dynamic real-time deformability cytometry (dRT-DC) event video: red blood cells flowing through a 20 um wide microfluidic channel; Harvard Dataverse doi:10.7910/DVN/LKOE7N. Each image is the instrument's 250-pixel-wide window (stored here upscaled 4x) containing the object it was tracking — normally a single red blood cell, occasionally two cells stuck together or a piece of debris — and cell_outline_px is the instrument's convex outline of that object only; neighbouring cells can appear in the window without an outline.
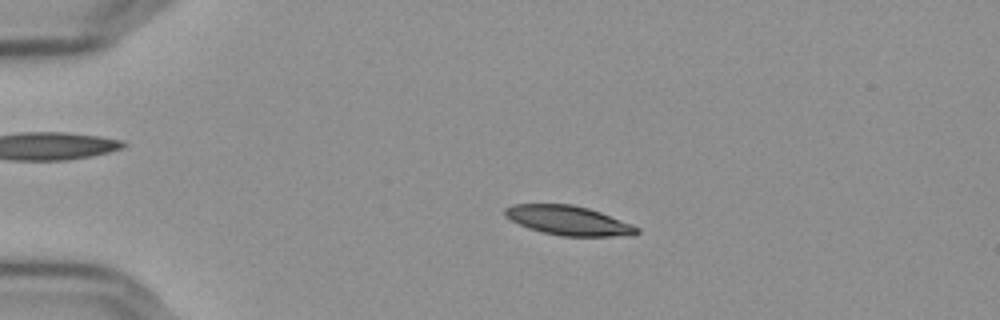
{"species": "Egyptian fruit bat (a non-hibernating species)", "species_latin": "Rousettus aegyptiacus", "temperature_condition": "cold", "stored_images_in_passage": 57, "camera_frame_rate_fps": 3000, "um_per_image_px": 0.085, "frame": {"image": 1, "passage_image": 13, "time_ms": 4.0, "image_size_px": [1000, 320], "cell_outline_px": [[640, 232], [632, 236], [560, 236], [528, 228], [504, 216], [504, 208], [512, 204], [572, 204], [588, 208], [600, 212], [632, 224], [640, 228]], "centroid_in_image_um": [48.34, 18.74], "position_along_channel_um": 36.7, "area_um2": 22.6}}
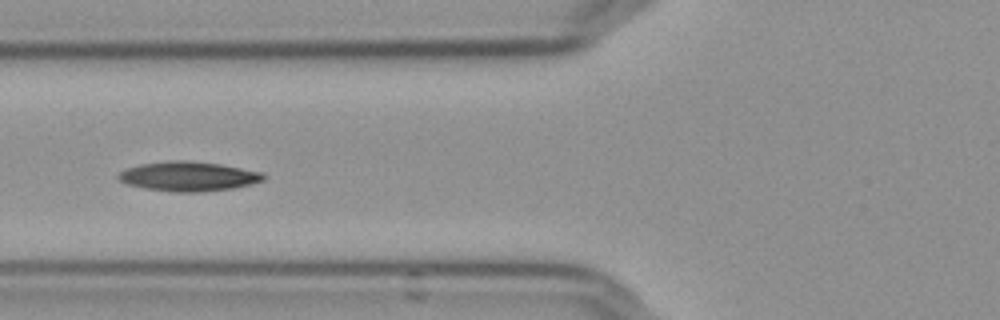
{"frame": {"image": 2, "passage_image": 23, "time_ms": 7.333, "image_size_px": [1000, 320], "cell_outline_px": [[264, 180], [232, 188], [200, 192], [176, 192], [144, 188], [128, 184], [120, 180], [116, 176], [120, 172], [128, 168], [140, 164], [172, 160], [188, 160], [220, 164], [264, 172]], "centroid_in_image_um": [16.01, 14.98], "position_along_channel_um": 109.8, "area_um2": 24.8}}
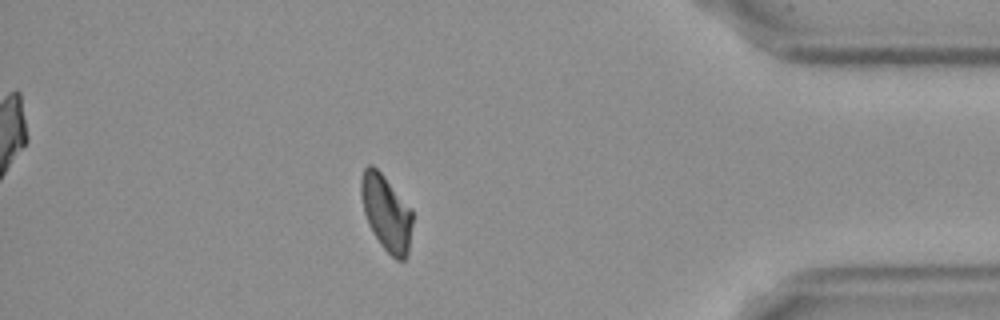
{"frame": {"image": 3, "passage_image": 50, "time_ms": 16.333, "image_size_px": [1000, 320], "cell_outline_px": [[412, 224], [408, 252], [404, 260], [396, 260], [380, 244], [372, 232], [368, 224], [364, 212], [360, 192], [360, 176], [364, 168], [368, 164], [372, 164], [384, 176], [412, 208]], "centroid_in_image_um": [32.82, 18.07], "position_along_channel_um": 402.4, "area_um2": 22.83}, "authors_computed_cell_mechanics": {"area_um2": 23.2356, "velocity_mm_per_s": 3.6316, "shape_relaxation_time_tau1_ms": null, "shape_relaxation_time_tau2_ms": 8.6734, "deformation_change_tau1": null, "deformation_change_tau2": 0.1367}}